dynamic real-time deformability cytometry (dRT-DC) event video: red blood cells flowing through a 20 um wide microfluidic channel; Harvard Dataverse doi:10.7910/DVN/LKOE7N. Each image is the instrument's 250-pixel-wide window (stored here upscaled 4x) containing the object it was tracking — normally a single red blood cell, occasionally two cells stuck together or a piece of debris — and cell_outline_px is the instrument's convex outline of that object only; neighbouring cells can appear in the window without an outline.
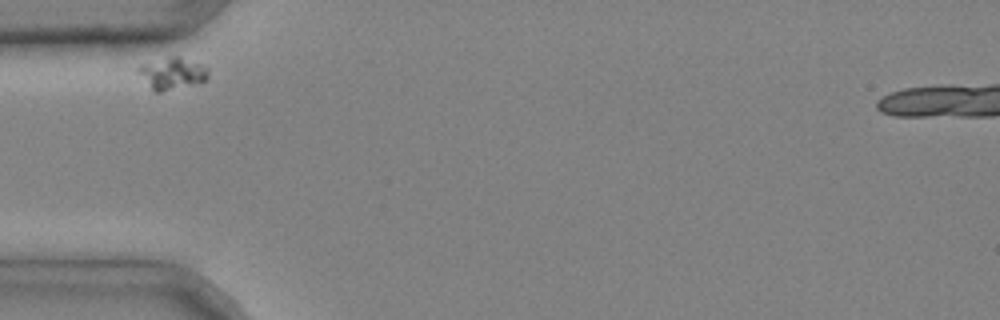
{"species": "common noctule bat (a hibernating species)", "species_latin": "Nyctalus noctula", "temperature_condition": "cold", "stored_images_in_passage": 4, "camera_frame_rate_fps": 3000, "um_per_image_px": 0.085, "animal": {"sex": "male", "body_mass_g": 20.4}, "frame": {"image": 1, "passage_image": 1, "time_ms": 0.0, "image_size_px": [1000, 320], "cell_outline_px": [[208, 76], [204, 80], [160, 92], [156, 92], [136, 72], [136, 68], [140, 64], [172, 56], [180, 56], [200, 64], [208, 68]], "centroid_in_image_um": [14.58, 6.2], "position_along_channel_um": 70.4, "area_um2": 12.6}}
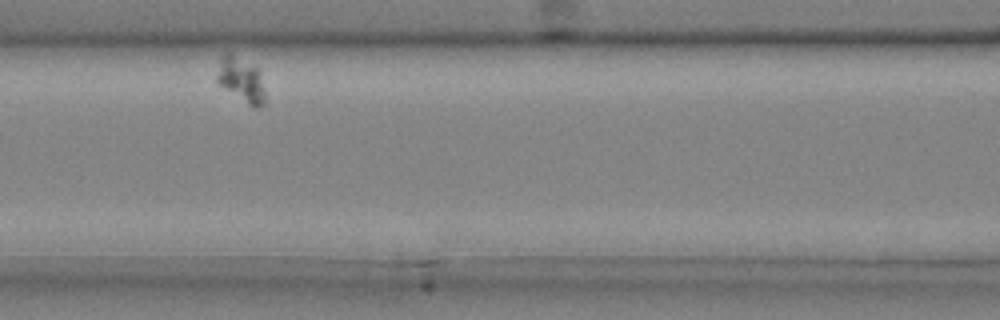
{"frame": {"image": 2, "passage_image": 3, "time_ms": 0.667, "image_size_px": [1000, 320], "cell_outline_px": [[268, 100], [264, 104], [256, 108], [248, 104], [216, 84], [216, 76], [220, 56], [224, 52], [228, 52], [260, 68]], "centroid_in_image_um": [20.52, 6.78], "position_along_channel_um": 146.1, "area_um2": 13.24}}
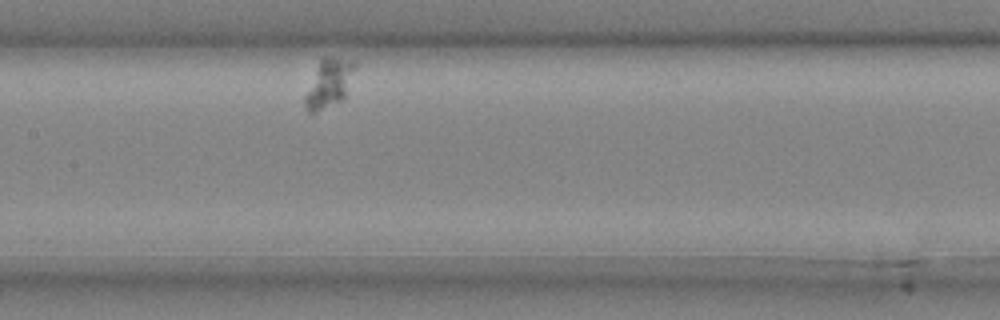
{"frame": {"image": 3, "passage_image": 4, "time_ms": 1.0, "image_size_px": [1000, 320], "cell_outline_px": [[356, 64], [344, 96], [340, 100], [312, 112], [308, 112], [304, 104], [304, 96], [320, 60], [324, 56], [328, 56], [356, 60]], "centroid_in_image_um": [27.95, 7.01], "position_along_channel_um": 179.5, "area_um2": 13.53}}